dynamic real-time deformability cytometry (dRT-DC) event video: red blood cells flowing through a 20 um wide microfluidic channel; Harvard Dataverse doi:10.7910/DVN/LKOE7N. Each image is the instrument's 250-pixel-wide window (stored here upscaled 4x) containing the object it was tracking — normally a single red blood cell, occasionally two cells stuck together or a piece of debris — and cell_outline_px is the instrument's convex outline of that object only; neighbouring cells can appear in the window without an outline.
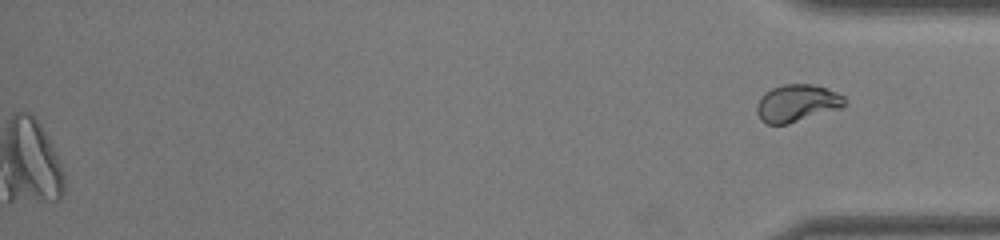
{"species": "common noctule bat (a hibernating species)", "species_latin": "Nyctalus noctula", "temperature_condition": "warm", "stored_images_in_passage": 36, "camera_frame_rate_fps": 3000, "um_per_image_px": 0.085, "animal": {"sex": "male", "body_mass_g": 19.0, "forearm_length_mm": 50.8}, "frame": {"image": 1, "passage_image": 36, "time_ms": 11.667, "image_size_px": [1000, 240], "cell_outline_px": [[848, 104], [844, 108], [788, 124], [768, 124], [760, 120], [756, 112], [756, 104], [760, 96], [764, 92], [772, 88], [784, 84], [816, 84], [836, 92], [844, 96], [848, 100]], "centroid_in_image_um": [67.78, 8.77], "position_along_channel_um": 367.4, "area_um2": 19.65}}